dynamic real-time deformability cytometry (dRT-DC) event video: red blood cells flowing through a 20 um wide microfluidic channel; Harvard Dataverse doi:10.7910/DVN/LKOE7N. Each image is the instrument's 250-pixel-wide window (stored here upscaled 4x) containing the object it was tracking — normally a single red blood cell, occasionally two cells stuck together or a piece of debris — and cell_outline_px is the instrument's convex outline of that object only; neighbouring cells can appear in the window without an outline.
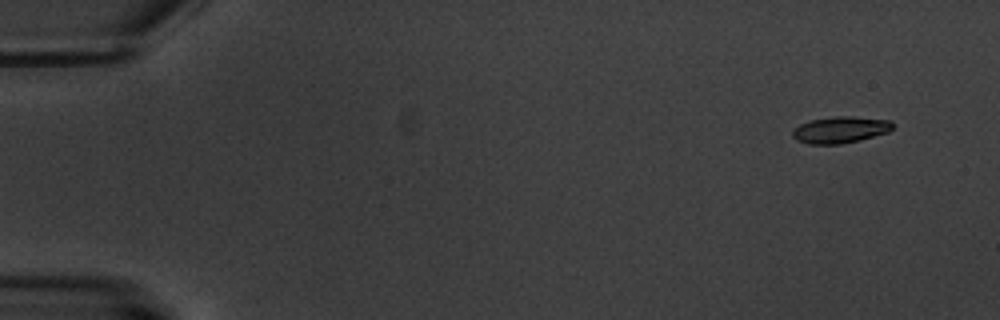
{"species": "common noctule bat (a hibernating species)", "species_latin": "Nyctalus noctula", "temperature_condition": "warm", "stored_images_in_passage": 6, "camera_frame_rate_fps": 3000, "um_per_image_px": 0.085, "animal": {"sex": "male", "body_mass_g": 20.1, "forearm_length_mm": 53.5}, "frame": {"image": 1, "passage_image": 1, "time_ms": 0.0, "image_size_px": [1000, 320], "cell_outline_px": [[892, 128], [888, 132], [860, 140], [840, 144], [808, 144], [796, 140], [792, 136], [792, 128], [808, 120], [836, 116], [852, 116], [892, 120]], "centroid_in_image_um": [71.39, 11.02], "position_along_channel_um": 13.6, "area_um2": 15.66}}